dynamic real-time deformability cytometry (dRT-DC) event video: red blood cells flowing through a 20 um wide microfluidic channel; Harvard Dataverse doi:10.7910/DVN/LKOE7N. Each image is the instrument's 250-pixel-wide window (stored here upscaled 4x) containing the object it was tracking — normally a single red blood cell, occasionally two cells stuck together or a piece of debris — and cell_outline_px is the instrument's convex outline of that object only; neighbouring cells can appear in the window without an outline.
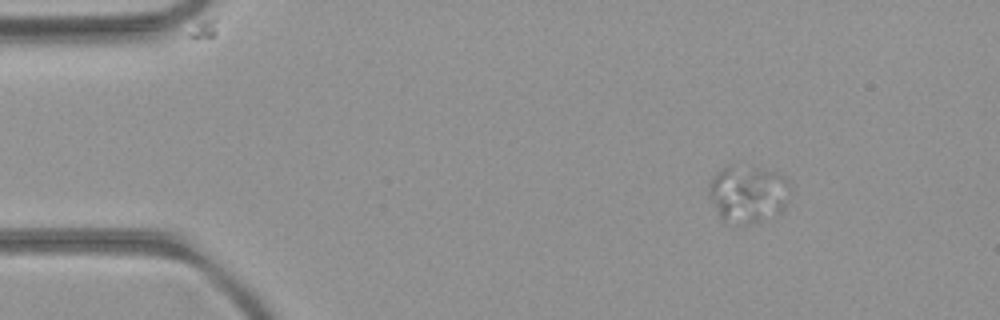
{"species": "common noctule bat (a hibernating species)", "species_latin": "Nyctalus noctula", "temperature_condition": "room temperature", "stored_images_in_passage": 49, "camera_frame_rate_fps": 3000, "um_per_image_px": 0.085, "animal": {"sex": "female", "body_mass_g": 21.9}, "frame": {"image": 1, "passage_image": 3, "time_ms": 0.667, "image_size_px": [1000, 320], "cell_outline_px": [[788, 188], [784, 208], [780, 212], [756, 220], [736, 224], [724, 224], [708, 192], [708, 184], [716, 172], [728, 164], [776, 172], [788, 176]], "centroid_in_image_um": [63.53, 16.45], "position_along_channel_um": 21.5, "area_um2": 26.59}}
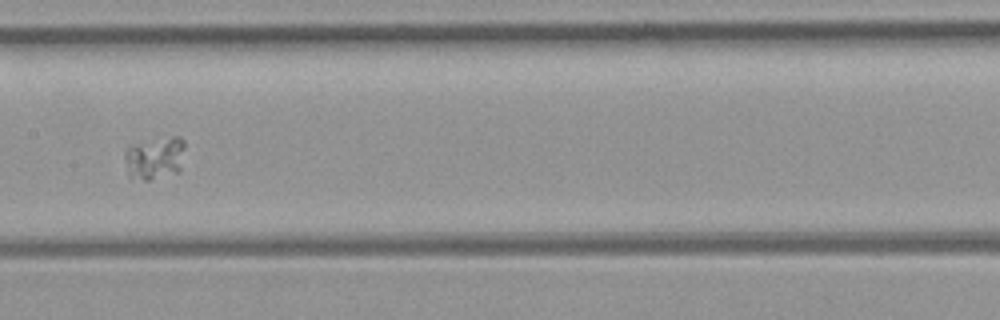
{"frame": {"image": 2, "passage_image": 23, "time_ms": 7.333, "image_size_px": [1000, 320], "cell_outline_px": [[184, 148], [180, 172], [148, 180], [144, 180], [128, 176], [124, 160], [124, 152], [128, 148], [136, 144], [172, 136], [180, 136], [184, 140]], "centroid_in_image_um": [13.16, 13.45], "position_along_channel_um": 194.2, "area_um2": 14.91}}
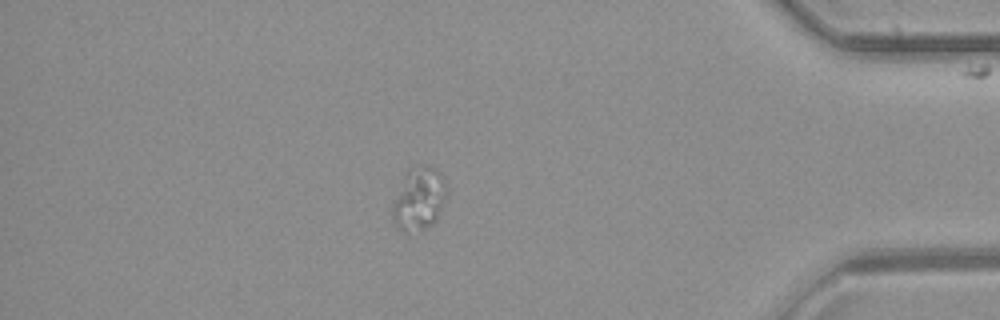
{"frame": {"image": 3, "passage_image": 42, "time_ms": 13.667, "image_size_px": [1000, 320], "cell_outline_px": [[444, 200], [436, 220], [432, 224], [420, 228], [404, 232], [400, 232], [396, 228], [392, 220], [392, 204], [408, 168], [436, 168], [440, 172], [444, 184]], "centroid_in_image_um": [35.55, 16.94], "position_along_channel_um": 399.7, "area_um2": 19.02}}